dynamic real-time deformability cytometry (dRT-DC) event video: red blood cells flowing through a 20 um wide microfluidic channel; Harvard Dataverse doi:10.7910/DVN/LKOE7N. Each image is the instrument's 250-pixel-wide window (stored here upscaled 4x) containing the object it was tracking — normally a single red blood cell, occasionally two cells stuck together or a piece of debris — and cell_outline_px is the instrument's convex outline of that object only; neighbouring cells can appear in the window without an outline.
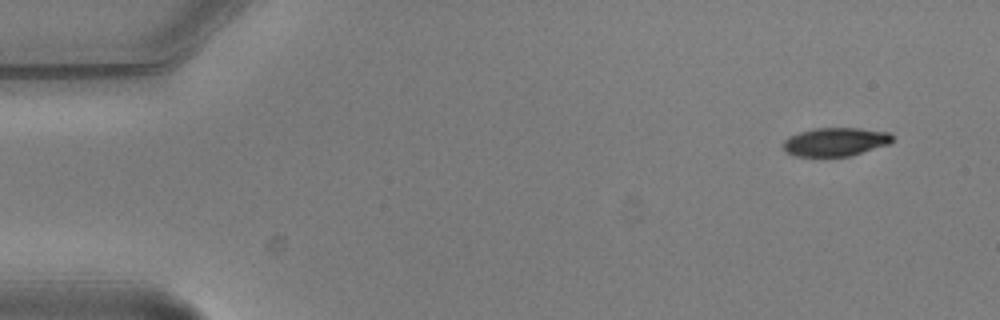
{"species": "common noctule bat (a hibernating species)", "species_latin": "Nyctalus noctula", "temperature_condition": "warm", "stored_images_in_passage": 4, "camera_frame_rate_fps": 3000, "um_per_image_px": 0.085, "animal": {"sex": "male", "body_mass_g": 20.5, "forearm_length_mm": 52.5}, "frame": {"image": 1, "passage_image": 1, "time_ms": 0.0, "image_size_px": [1000, 320], "cell_outline_px": [[892, 140], [888, 144], [848, 156], [796, 156], [788, 152], [784, 148], [784, 140], [788, 136], [800, 132], [816, 128], [860, 128], [888, 132], [892, 136]], "centroid_in_image_um": [70.99, 12.04], "position_along_channel_um": 14.0, "area_um2": 17.8}}
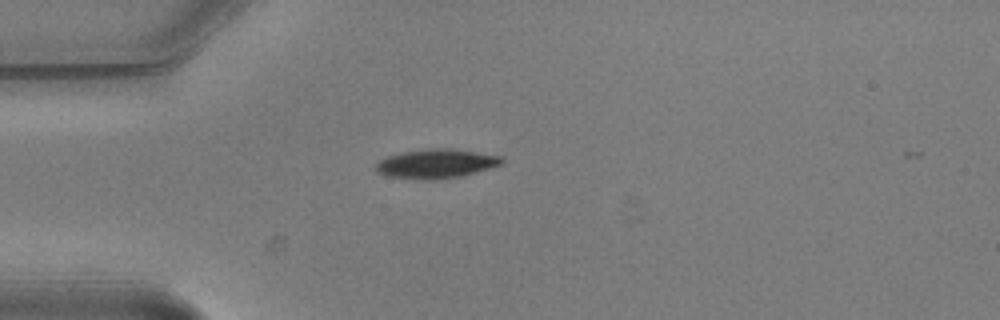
{"frame": {"image": 2, "passage_image": 4, "time_ms": 1.0, "image_size_px": [1000, 320], "cell_outline_px": [[504, 164], [476, 172], [460, 176], [432, 180], [424, 180], [392, 176], [376, 172], [376, 164], [380, 160], [388, 156], [404, 152], [428, 148], [448, 148], [500, 156], [504, 160]], "centroid_in_image_um": [37.09, 13.91], "position_along_channel_um": 47.9, "area_um2": 21.1}}